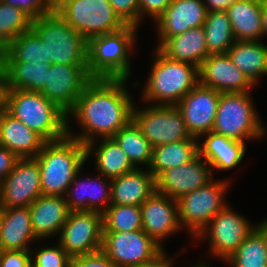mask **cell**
Instances as JSON below:
<instances>
[{
  "mask_svg": "<svg viewBox=\"0 0 267 267\" xmlns=\"http://www.w3.org/2000/svg\"><path fill=\"white\" fill-rule=\"evenodd\" d=\"M129 80L94 78L67 114V136L86 145L97 138L113 137L126 126L135 104L127 88ZM70 117L80 125L81 133L72 132Z\"/></svg>",
  "mask_w": 267,
  "mask_h": 267,
  "instance_id": "1",
  "label": "cell"
},
{
  "mask_svg": "<svg viewBox=\"0 0 267 267\" xmlns=\"http://www.w3.org/2000/svg\"><path fill=\"white\" fill-rule=\"evenodd\" d=\"M41 172L42 195L64 197L87 160L86 145L66 136L46 142L34 157Z\"/></svg>",
  "mask_w": 267,
  "mask_h": 267,
  "instance_id": "2",
  "label": "cell"
},
{
  "mask_svg": "<svg viewBox=\"0 0 267 267\" xmlns=\"http://www.w3.org/2000/svg\"><path fill=\"white\" fill-rule=\"evenodd\" d=\"M5 110L46 142L67 136V114L40 92L8 89Z\"/></svg>",
  "mask_w": 267,
  "mask_h": 267,
  "instance_id": "3",
  "label": "cell"
},
{
  "mask_svg": "<svg viewBox=\"0 0 267 267\" xmlns=\"http://www.w3.org/2000/svg\"><path fill=\"white\" fill-rule=\"evenodd\" d=\"M153 51V64L141 100L152 102L151 105H176L199 83L198 68L168 59L157 48Z\"/></svg>",
  "mask_w": 267,
  "mask_h": 267,
  "instance_id": "4",
  "label": "cell"
},
{
  "mask_svg": "<svg viewBox=\"0 0 267 267\" xmlns=\"http://www.w3.org/2000/svg\"><path fill=\"white\" fill-rule=\"evenodd\" d=\"M137 29L127 25L88 41V71L93 78L130 79V52L135 48Z\"/></svg>",
  "mask_w": 267,
  "mask_h": 267,
  "instance_id": "5",
  "label": "cell"
},
{
  "mask_svg": "<svg viewBox=\"0 0 267 267\" xmlns=\"http://www.w3.org/2000/svg\"><path fill=\"white\" fill-rule=\"evenodd\" d=\"M31 29L46 45V63L88 65V41L56 11L33 19Z\"/></svg>",
  "mask_w": 267,
  "mask_h": 267,
  "instance_id": "6",
  "label": "cell"
},
{
  "mask_svg": "<svg viewBox=\"0 0 267 267\" xmlns=\"http://www.w3.org/2000/svg\"><path fill=\"white\" fill-rule=\"evenodd\" d=\"M251 95L250 91L220 93L212 131L244 143L263 138L267 129L259 118Z\"/></svg>",
  "mask_w": 267,
  "mask_h": 267,
  "instance_id": "7",
  "label": "cell"
},
{
  "mask_svg": "<svg viewBox=\"0 0 267 267\" xmlns=\"http://www.w3.org/2000/svg\"><path fill=\"white\" fill-rule=\"evenodd\" d=\"M55 11L87 41L127 26L109 0H56Z\"/></svg>",
  "mask_w": 267,
  "mask_h": 267,
  "instance_id": "8",
  "label": "cell"
},
{
  "mask_svg": "<svg viewBox=\"0 0 267 267\" xmlns=\"http://www.w3.org/2000/svg\"><path fill=\"white\" fill-rule=\"evenodd\" d=\"M229 185L230 181L227 178H213L206 185L177 200L180 225L187 228L192 239H195L211 219L227 205L224 197Z\"/></svg>",
  "mask_w": 267,
  "mask_h": 267,
  "instance_id": "9",
  "label": "cell"
},
{
  "mask_svg": "<svg viewBox=\"0 0 267 267\" xmlns=\"http://www.w3.org/2000/svg\"><path fill=\"white\" fill-rule=\"evenodd\" d=\"M134 104L132 120L152 147L188 140L192 137L176 105H149L139 108Z\"/></svg>",
  "mask_w": 267,
  "mask_h": 267,
  "instance_id": "10",
  "label": "cell"
},
{
  "mask_svg": "<svg viewBox=\"0 0 267 267\" xmlns=\"http://www.w3.org/2000/svg\"><path fill=\"white\" fill-rule=\"evenodd\" d=\"M101 250L117 267L146 265L165 252L143 230L103 232Z\"/></svg>",
  "mask_w": 267,
  "mask_h": 267,
  "instance_id": "11",
  "label": "cell"
},
{
  "mask_svg": "<svg viewBox=\"0 0 267 267\" xmlns=\"http://www.w3.org/2000/svg\"><path fill=\"white\" fill-rule=\"evenodd\" d=\"M255 227L256 225H251L247 218L239 215L227 204L211 219L196 240L207 239L209 254L226 261Z\"/></svg>",
  "mask_w": 267,
  "mask_h": 267,
  "instance_id": "12",
  "label": "cell"
},
{
  "mask_svg": "<svg viewBox=\"0 0 267 267\" xmlns=\"http://www.w3.org/2000/svg\"><path fill=\"white\" fill-rule=\"evenodd\" d=\"M59 245L73 258L101 250L103 215L96 211H70L60 230Z\"/></svg>",
  "mask_w": 267,
  "mask_h": 267,
  "instance_id": "13",
  "label": "cell"
},
{
  "mask_svg": "<svg viewBox=\"0 0 267 267\" xmlns=\"http://www.w3.org/2000/svg\"><path fill=\"white\" fill-rule=\"evenodd\" d=\"M93 79L88 65L51 64L39 92L68 114Z\"/></svg>",
  "mask_w": 267,
  "mask_h": 267,
  "instance_id": "14",
  "label": "cell"
},
{
  "mask_svg": "<svg viewBox=\"0 0 267 267\" xmlns=\"http://www.w3.org/2000/svg\"><path fill=\"white\" fill-rule=\"evenodd\" d=\"M42 195L41 172L35 158H19L0 184L3 208L29 207Z\"/></svg>",
  "mask_w": 267,
  "mask_h": 267,
  "instance_id": "15",
  "label": "cell"
},
{
  "mask_svg": "<svg viewBox=\"0 0 267 267\" xmlns=\"http://www.w3.org/2000/svg\"><path fill=\"white\" fill-rule=\"evenodd\" d=\"M220 92L197 84L177 104L192 137L202 138L213 130Z\"/></svg>",
  "mask_w": 267,
  "mask_h": 267,
  "instance_id": "16",
  "label": "cell"
},
{
  "mask_svg": "<svg viewBox=\"0 0 267 267\" xmlns=\"http://www.w3.org/2000/svg\"><path fill=\"white\" fill-rule=\"evenodd\" d=\"M214 178L209 163L199 154L190 162L162 172L156 179V192L178 200Z\"/></svg>",
  "mask_w": 267,
  "mask_h": 267,
  "instance_id": "17",
  "label": "cell"
},
{
  "mask_svg": "<svg viewBox=\"0 0 267 267\" xmlns=\"http://www.w3.org/2000/svg\"><path fill=\"white\" fill-rule=\"evenodd\" d=\"M140 207L142 230L164 249L162 241L181 229L177 200L155 191Z\"/></svg>",
  "mask_w": 267,
  "mask_h": 267,
  "instance_id": "18",
  "label": "cell"
},
{
  "mask_svg": "<svg viewBox=\"0 0 267 267\" xmlns=\"http://www.w3.org/2000/svg\"><path fill=\"white\" fill-rule=\"evenodd\" d=\"M199 84L220 93H243L255 86L226 54L209 55L198 68Z\"/></svg>",
  "mask_w": 267,
  "mask_h": 267,
  "instance_id": "19",
  "label": "cell"
},
{
  "mask_svg": "<svg viewBox=\"0 0 267 267\" xmlns=\"http://www.w3.org/2000/svg\"><path fill=\"white\" fill-rule=\"evenodd\" d=\"M80 172L69 185L64 196L70 211L103 213L111 205V179L97 174L93 179H80Z\"/></svg>",
  "mask_w": 267,
  "mask_h": 267,
  "instance_id": "20",
  "label": "cell"
},
{
  "mask_svg": "<svg viewBox=\"0 0 267 267\" xmlns=\"http://www.w3.org/2000/svg\"><path fill=\"white\" fill-rule=\"evenodd\" d=\"M207 12L203 0H172L164 13L155 21L159 37V43L155 48L169 37L203 26Z\"/></svg>",
  "mask_w": 267,
  "mask_h": 267,
  "instance_id": "21",
  "label": "cell"
},
{
  "mask_svg": "<svg viewBox=\"0 0 267 267\" xmlns=\"http://www.w3.org/2000/svg\"><path fill=\"white\" fill-rule=\"evenodd\" d=\"M29 208L33 232L41 241L57 237L70 213L65 198L60 196L41 195Z\"/></svg>",
  "mask_w": 267,
  "mask_h": 267,
  "instance_id": "22",
  "label": "cell"
},
{
  "mask_svg": "<svg viewBox=\"0 0 267 267\" xmlns=\"http://www.w3.org/2000/svg\"><path fill=\"white\" fill-rule=\"evenodd\" d=\"M46 141L6 110L0 113V146L18 158H34Z\"/></svg>",
  "mask_w": 267,
  "mask_h": 267,
  "instance_id": "23",
  "label": "cell"
},
{
  "mask_svg": "<svg viewBox=\"0 0 267 267\" xmlns=\"http://www.w3.org/2000/svg\"><path fill=\"white\" fill-rule=\"evenodd\" d=\"M204 142L198 143L199 155L214 170L227 171L236 168L245 156L246 144L217 134L213 131L203 134Z\"/></svg>",
  "mask_w": 267,
  "mask_h": 267,
  "instance_id": "24",
  "label": "cell"
},
{
  "mask_svg": "<svg viewBox=\"0 0 267 267\" xmlns=\"http://www.w3.org/2000/svg\"><path fill=\"white\" fill-rule=\"evenodd\" d=\"M35 237L29 207L3 208L0 220V246L3 250H31Z\"/></svg>",
  "mask_w": 267,
  "mask_h": 267,
  "instance_id": "25",
  "label": "cell"
},
{
  "mask_svg": "<svg viewBox=\"0 0 267 267\" xmlns=\"http://www.w3.org/2000/svg\"><path fill=\"white\" fill-rule=\"evenodd\" d=\"M141 169L111 179V205L141 206L156 191L155 177Z\"/></svg>",
  "mask_w": 267,
  "mask_h": 267,
  "instance_id": "26",
  "label": "cell"
},
{
  "mask_svg": "<svg viewBox=\"0 0 267 267\" xmlns=\"http://www.w3.org/2000/svg\"><path fill=\"white\" fill-rule=\"evenodd\" d=\"M157 49L168 59L186 62L197 68L209 56L203 26L169 37Z\"/></svg>",
  "mask_w": 267,
  "mask_h": 267,
  "instance_id": "27",
  "label": "cell"
},
{
  "mask_svg": "<svg viewBox=\"0 0 267 267\" xmlns=\"http://www.w3.org/2000/svg\"><path fill=\"white\" fill-rule=\"evenodd\" d=\"M226 12L236 41L262 40V0H235Z\"/></svg>",
  "mask_w": 267,
  "mask_h": 267,
  "instance_id": "28",
  "label": "cell"
},
{
  "mask_svg": "<svg viewBox=\"0 0 267 267\" xmlns=\"http://www.w3.org/2000/svg\"><path fill=\"white\" fill-rule=\"evenodd\" d=\"M0 66L4 71L7 89L39 92L45 84L50 63L16 62L5 50L0 52Z\"/></svg>",
  "mask_w": 267,
  "mask_h": 267,
  "instance_id": "29",
  "label": "cell"
},
{
  "mask_svg": "<svg viewBox=\"0 0 267 267\" xmlns=\"http://www.w3.org/2000/svg\"><path fill=\"white\" fill-rule=\"evenodd\" d=\"M97 143L98 141L93 140L86 144V154L87 159L94 154L98 174L114 179L135 169L127 154L112 137L102 138V141Z\"/></svg>",
  "mask_w": 267,
  "mask_h": 267,
  "instance_id": "30",
  "label": "cell"
},
{
  "mask_svg": "<svg viewBox=\"0 0 267 267\" xmlns=\"http://www.w3.org/2000/svg\"><path fill=\"white\" fill-rule=\"evenodd\" d=\"M227 55L254 85L267 75V45L263 42L235 41Z\"/></svg>",
  "mask_w": 267,
  "mask_h": 267,
  "instance_id": "31",
  "label": "cell"
},
{
  "mask_svg": "<svg viewBox=\"0 0 267 267\" xmlns=\"http://www.w3.org/2000/svg\"><path fill=\"white\" fill-rule=\"evenodd\" d=\"M198 142L197 138H189L154 147L148 170L156 179L162 172L190 162L199 154Z\"/></svg>",
  "mask_w": 267,
  "mask_h": 267,
  "instance_id": "32",
  "label": "cell"
},
{
  "mask_svg": "<svg viewBox=\"0 0 267 267\" xmlns=\"http://www.w3.org/2000/svg\"><path fill=\"white\" fill-rule=\"evenodd\" d=\"M112 138L127 154L128 159L135 168H139L142 164L143 167L144 165H146L147 168L150 166L153 147L133 120L118 131Z\"/></svg>",
  "mask_w": 267,
  "mask_h": 267,
  "instance_id": "33",
  "label": "cell"
},
{
  "mask_svg": "<svg viewBox=\"0 0 267 267\" xmlns=\"http://www.w3.org/2000/svg\"><path fill=\"white\" fill-rule=\"evenodd\" d=\"M203 28L208 54H226L236 41L226 11L207 12Z\"/></svg>",
  "mask_w": 267,
  "mask_h": 267,
  "instance_id": "34",
  "label": "cell"
},
{
  "mask_svg": "<svg viewBox=\"0 0 267 267\" xmlns=\"http://www.w3.org/2000/svg\"><path fill=\"white\" fill-rule=\"evenodd\" d=\"M225 262L231 267H267L264 234L255 227Z\"/></svg>",
  "mask_w": 267,
  "mask_h": 267,
  "instance_id": "35",
  "label": "cell"
},
{
  "mask_svg": "<svg viewBox=\"0 0 267 267\" xmlns=\"http://www.w3.org/2000/svg\"><path fill=\"white\" fill-rule=\"evenodd\" d=\"M32 18L23 10L0 1V52L32 27Z\"/></svg>",
  "mask_w": 267,
  "mask_h": 267,
  "instance_id": "36",
  "label": "cell"
},
{
  "mask_svg": "<svg viewBox=\"0 0 267 267\" xmlns=\"http://www.w3.org/2000/svg\"><path fill=\"white\" fill-rule=\"evenodd\" d=\"M103 232L142 230L141 207L110 205L103 213Z\"/></svg>",
  "mask_w": 267,
  "mask_h": 267,
  "instance_id": "37",
  "label": "cell"
},
{
  "mask_svg": "<svg viewBox=\"0 0 267 267\" xmlns=\"http://www.w3.org/2000/svg\"><path fill=\"white\" fill-rule=\"evenodd\" d=\"M4 50L16 62L46 63V45L32 29L20 34Z\"/></svg>",
  "mask_w": 267,
  "mask_h": 267,
  "instance_id": "38",
  "label": "cell"
},
{
  "mask_svg": "<svg viewBox=\"0 0 267 267\" xmlns=\"http://www.w3.org/2000/svg\"><path fill=\"white\" fill-rule=\"evenodd\" d=\"M33 249L31 255V267H71L72 258L57 244L51 247L42 246L40 249Z\"/></svg>",
  "mask_w": 267,
  "mask_h": 267,
  "instance_id": "39",
  "label": "cell"
},
{
  "mask_svg": "<svg viewBox=\"0 0 267 267\" xmlns=\"http://www.w3.org/2000/svg\"><path fill=\"white\" fill-rule=\"evenodd\" d=\"M56 0H5L7 4L23 10L32 19L55 12Z\"/></svg>",
  "mask_w": 267,
  "mask_h": 267,
  "instance_id": "40",
  "label": "cell"
},
{
  "mask_svg": "<svg viewBox=\"0 0 267 267\" xmlns=\"http://www.w3.org/2000/svg\"><path fill=\"white\" fill-rule=\"evenodd\" d=\"M109 3L126 25L139 28V0H109Z\"/></svg>",
  "mask_w": 267,
  "mask_h": 267,
  "instance_id": "41",
  "label": "cell"
},
{
  "mask_svg": "<svg viewBox=\"0 0 267 267\" xmlns=\"http://www.w3.org/2000/svg\"><path fill=\"white\" fill-rule=\"evenodd\" d=\"M71 267H117L102 251L73 257Z\"/></svg>",
  "mask_w": 267,
  "mask_h": 267,
  "instance_id": "42",
  "label": "cell"
},
{
  "mask_svg": "<svg viewBox=\"0 0 267 267\" xmlns=\"http://www.w3.org/2000/svg\"><path fill=\"white\" fill-rule=\"evenodd\" d=\"M172 0H139V25L149 16L156 21L167 9Z\"/></svg>",
  "mask_w": 267,
  "mask_h": 267,
  "instance_id": "43",
  "label": "cell"
},
{
  "mask_svg": "<svg viewBox=\"0 0 267 267\" xmlns=\"http://www.w3.org/2000/svg\"><path fill=\"white\" fill-rule=\"evenodd\" d=\"M31 250H4L0 267H31Z\"/></svg>",
  "mask_w": 267,
  "mask_h": 267,
  "instance_id": "44",
  "label": "cell"
},
{
  "mask_svg": "<svg viewBox=\"0 0 267 267\" xmlns=\"http://www.w3.org/2000/svg\"><path fill=\"white\" fill-rule=\"evenodd\" d=\"M19 158L7 148L0 146V184L13 170Z\"/></svg>",
  "mask_w": 267,
  "mask_h": 267,
  "instance_id": "45",
  "label": "cell"
},
{
  "mask_svg": "<svg viewBox=\"0 0 267 267\" xmlns=\"http://www.w3.org/2000/svg\"><path fill=\"white\" fill-rule=\"evenodd\" d=\"M235 0H203L208 12L226 11Z\"/></svg>",
  "mask_w": 267,
  "mask_h": 267,
  "instance_id": "46",
  "label": "cell"
},
{
  "mask_svg": "<svg viewBox=\"0 0 267 267\" xmlns=\"http://www.w3.org/2000/svg\"><path fill=\"white\" fill-rule=\"evenodd\" d=\"M7 81L0 66V113L6 109Z\"/></svg>",
  "mask_w": 267,
  "mask_h": 267,
  "instance_id": "47",
  "label": "cell"
},
{
  "mask_svg": "<svg viewBox=\"0 0 267 267\" xmlns=\"http://www.w3.org/2000/svg\"><path fill=\"white\" fill-rule=\"evenodd\" d=\"M166 251L161 255L159 256L155 261L149 263V264H146V265H141V266H138V267H173V259L175 257H167L166 256Z\"/></svg>",
  "mask_w": 267,
  "mask_h": 267,
  "instance_id": "48",
  "label": "cell"
},
{
  "mask_svg": "<svg viewBox=\"0 0 267 267\" xmlns=\"http://www.w3.org/2000/svg\"><path fill=\"white\" fill-rule=\"evenodd\" d=\"M262 24H263V33L266 37L267 35V0H262Z\"/></svg>",
  "mask_w": 267,
  "mask_h": 267,
  "instance_id": "49",
  "label": "cell"
},
{
  "mask_svg": "<svg viewBox=\"0 0 267 267\" xmlns=\"http://www.w3.org/2000/svg\"><path fill=\"white\" fill-rule=\"evenodd\" d=\"M256 227L264 234L266 246H267V218L261 221Z\"/></svg>",
  "mask_w": 267,
  "mask_h": 267,
  "instance_id": "50",
  "label": "cell"
},
{
  "mask_svg": "<svg viewBox=\"0 0 267 267\" xmlns=\"http://www.w3.org/2000/svg\"><path fill=\"white\" fill-rule=\"evenodd\" d=\"M201 262L195 263L194 265H192V267H209L208 264L206 265V263H203V261Z\"/></svg>",
  "mask_w": 267,
  "mask_h": 267,
  "instance_id": "51",
  "label": "cell"
},
{
  "mask_svg": "<svg viewBox=\"0 0 267 267\" xmlns=\"http://www.w3.org/2000/svg\"><path fill=\"white\" fill-rule=\"evenodd\" d=\"M3 248L0 246V262H1V259H2V255H3Z\"/></svg>",
  "mask_w": 267,
  "mask_h": 267,
  "instance_id": "52",
  "label": "cell"
},
{
  "mask_svg": "<svg viewBox=\"0 0 267 267\" xmlns=\"http://www.w3.org/2000/svg\"><path fill=\"white\" fill-rule=\"evenodd\" d=\"M2 212H3V207L0 205V220H1Z\"/></svg>",
  "mask_w": 267,
  "mask_h": 267,
  "instance_id": "53",
  "label": "cell"
}]
</instances>
